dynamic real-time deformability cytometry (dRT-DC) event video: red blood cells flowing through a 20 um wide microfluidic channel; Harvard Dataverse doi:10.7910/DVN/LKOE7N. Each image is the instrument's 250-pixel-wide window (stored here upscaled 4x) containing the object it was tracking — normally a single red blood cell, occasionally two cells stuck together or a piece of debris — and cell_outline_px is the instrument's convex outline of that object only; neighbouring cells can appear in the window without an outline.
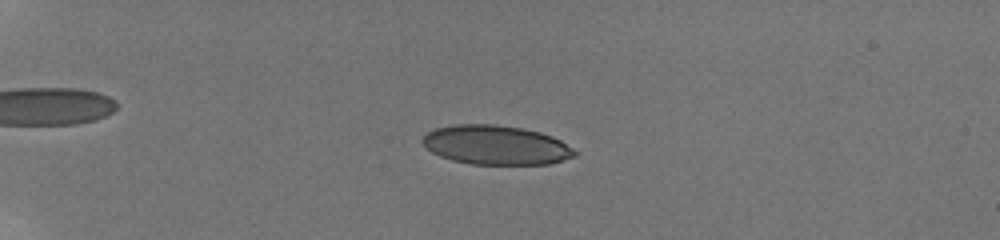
{"species": "human", "species_latin": "Homo sapiens", "temperature_condition": "room temperature", "stored_images_in_passage": 67, "camera_frame_rate_fps": 3000, "um_per_image_px": 0.085, "donor": {"sex": "male"}, "frame": {"image": 1, "passage_image": 20, "time_ms": 5.333, "image_size_px": [1000, 240], "cell_outline_px": [[576, 156], [548, 164], [472, 164], [452, 160], [440, 156], [432, 152], [420, 140], [428, 132], [436, 128], [452, 124], [496, 124], [524, 128], [540, 132], [552, 136], [560, 140], [572, 148], [576, 152]], "centroid_in_image_um": [42.15, 12.32], "position_along_channel_um": 42.9, "area_um2": 34.8}}
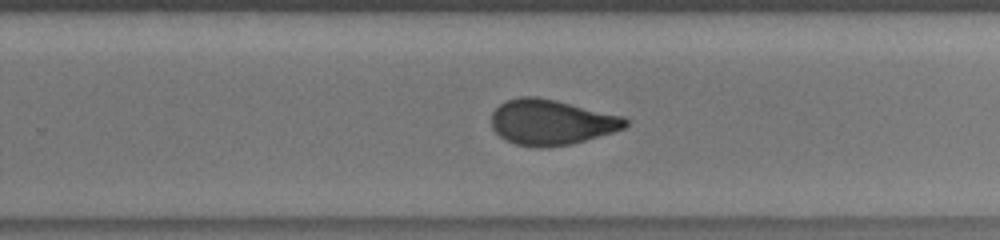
{"frame": {"image": 2, "passage_image": 45, "time_ms": 13.333, "image_size_px": [1000, 240], "cell_outline_px": [[628, 124], [624, 128], [612, 132], [572, 144], [540, 148], [536, 148], [516, 144], [500, 136], [492, 128], [492, 112], [500, 104], [508, 100], [520, 96], [536, 96], [556, 100], [624, 116], [628, 120]], "centroid_in_image_um": [46.87, 10.38], "position_along_channel_um": 282.9, "area_um2": 35.37}}
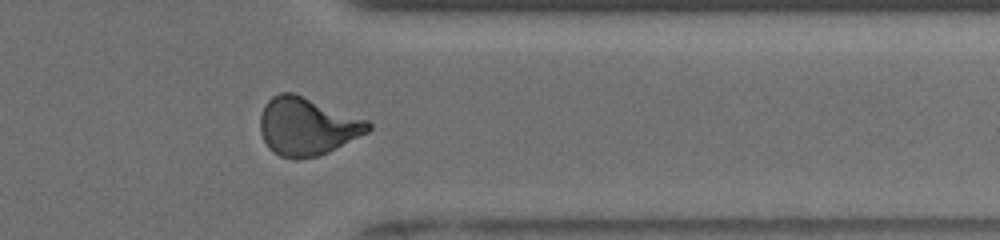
{"frame": {"image": 3, "passage_image": 53, "time_ms": 16.0, "image_size_px": [1000, 240], "cell_outline_px": [[372, 128], [368, 132], [328, 152], [316, 156], [296, 160], [280, 156], [272, 152], [268, 148], [260, 132], [260, 116], [264, 104], [272, 96], [280, 92], [292, 92], [368, 120], [372, 124]], "centroid_in_image_um": [26.08, 10.75], "position_along_channel_um": 385.3, "area_um2": 36.47}, "authors_computed_cell_mechanics": {"area_um2": 34.9112, "velocity_mm_per_s": 3.8679, "shape_relaxation_time_tau1_ms": null, "shape_relaxation_time_tau2_ms": 0.9126, "deformation_change_tau1": null, "deformation_change_tau2": 0.0526}}